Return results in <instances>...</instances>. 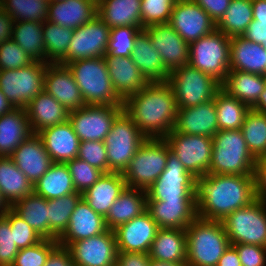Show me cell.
I'll use <instances>...</instances> for the list:
<instances>
[{
	"mask_svg": "<svg viewBox=\"0 0 266 266\" xmlns=\"http://www.w3.org/2000/svg\"><path fill=\"white\" fill-rule=\"evenodd\" d=\"M66 165L71 174L76 192L81 194L93 186L103 175L101 170L89 165L78 157L66 162Z\"/></svg>",
	"mask_w": 266,
	"mask_h": 266,
	"instance_id": "cell-48",
	"label": "cell"
},
{
	"mask_svg": "<svg viewBox=\"0 0 266 266\" xmlns=\"http://www.w3.org/2000/svg\"><path fill=\"white\" fill-rule=\"evenodd\" d=\"M266 86V76L229 70L221 89L253 109L261 98Z\"/></svg>",
	"mask_w": 266,
	"mask_h": 266,
	"instance_id": "cell-32",
	"label": "cell"
},
{
	"mask_svg": "<svg viewBox=\"0 0 266 266\" xmlns=\"http://www.w3.org/2000/svg\"><path fill=\"white\" fill-rule=\"evenodd\" d=\"M13 18L3 9L0 11V45L2 42L12 39Z\"/></svg>",
	"mask_w": 266,
	"mask_h": 266,
	"instance_id": "cell-61",
	"label": "cell"
},
{
	"mask_svg": "<svg viewBox=\"0 0 266 266\" xmlns=\"http://www.w3.org/2000/svg\"><path fill=\"white\" fill-rule=\"evenodd\" d=\"M124 112L147 138H165L175 125L177 104L170 84L150 82L123 101Z\"/></svg>",
	"mask_w": 266,
	"mask_h": 266,
	"instance_id": "cell-2",
	"label": "cell"
},
{
	"mask_svg": "<svg viewBox=\"0 0 266 266\" xmlns=\"http://www.w3.org/2000/svg\"><path fill=\"white\" fill-rule=\"evenodd\" d=\"M110 29L97 15L74 29L67 55L59 64L66 65L81 59L105 57Z\"/></svg>",
	"mask_w": 266,
	"mask_h": 266,
	"instance_id": "cell-15",
	"label": "cell"
},
{
	"mask_svg": "<svg viewBox=\"0 0 266 266\" xmlns=\"http://www.w3.org/2000/svg\"><path fill=\"white\" fill-rule=\"evenodd\" d=\"M241 131L253 157L256 160L266 157V114L250 109L246 113Z\"/></svg>",
	"mask_w": 266,
	"mask_h": 266,
	"instance_id": "cell-45",
	"label": "cell"
},
{
	"mask_svg": "<svg viewBox=\"0 0 266 266\" xmlns=\"http://www.w3.org/2000/svg\"><path fill=\"white\" fill-rule=\"evenodd\" d=\"M105 62L113 88L123 101L150 83L131 57L105 56Z\"/></svg>",
	"mask_w": 266,
	"mask_h": 266,
	"instance_id": "cell-25",
	"label": "cell"
},
{
	"mask_svg": "<svg viewBox=\"0 0 266 266\" xmlns=\"http://www.w3.org/2000/svg\"><path fill=\"white\" fill-rule=\"evenodd\" d=\"M14 106L6 99L0 90V116L9 112Z\"/></svg>",
	"mask_w": 266,
	"mask_h": 266,
	"instance_id": "cell-64",
	"label": "cell"
},
{
	"mask_svg": "<svg viewBox=\"0 0 266 266\" xmlns=\"http://www.w3.org/2000/svg\"><path fill=\"white\" fill-rule=\"evenodd\" d=\"M0 191L10 206L33 193V184L10 157H0Z\"/></svg>",
	"mask_w": 266,
	"mask_h": 266,
	"instance_id": "cell-37",
	"label": "cell"
},
{
	"mask_svg": "<svg viewBox=\"0 0 266 266\" xmlns=\"http://www.w3.org/2000/svg\"><path fill=\"white\" fill-rule=\"evenodd\" d=\"M33 61L13 39H8L0 45V70L19 69Z\"/></svg>",
	"mask_w": 266,
	"mask_h": 266,
	"instance_id": "cell-52",
	"label": "cell"
},
{
	"mask_svg": "<svg viewBox=\"0 0 266 266\" xmlns=\"http://www.w3.org/2000/svg\"><path fill=\"white\" fill-rule=\"evenodd\" d=\"M169 24L189 44L216 29V23L193 0H177Z\"/></svg>",
	"mask_w": 266,
	"mask_h": 266,
	"instance_id": "cell-16",
	"label": "cell"
},
{
	"mask_svg": "<svg viewBox=\"0 0 266 266\" xmlns=\"http://www.w3.org/2000/svg\"><path fill=\"white\" fill-rule=\"evenodd\" d=\"M11 209L31 226L43 239H48V200L35 194L15 202Z\"/></svg>",
	"mask_w": 266,
	"mask_h": 266,
	"instance_id": "cell-39",
	"label": "cell"
},
{
	"mask_svg": "<svg viewBox=\"0 0 266 266\" xmlns=\"http://www.w3.org/2000/svg\"><path fill=\"white\" fill-rule=\"evenodd\" d=\"M2 1H3V0H0V11L3 9Z\"/></svg>",
	"mask_w": 266,
	"mask_h": 266,
	"instance_id": "cell-68",
	"label": "cell"
},
{
	"mask_svg": "<svg viewBox=\"0 0 266 266\" xmlns=\"http://www.w3.org/2000/svg\"><path fill=\"white\" fill-rule=\"evenodd\" d=\"M42 26L43 22L14 21L12 39L34 61L45 62V43Z\"/></svg>",
	"mask_w": 266,
	"mask_h": 266,
	"instance_id": "cell-40",
	"label": "cell"
},
{
	"mask_svg": "<svg viewBox=\"0 0 266 266\" xmlns=\"http://www.w3.org/2000/svg\"><path fill=\"white\" fill-rule=\"evenodd\" d=\"M97 15L96 0L49 1L47 21L76 29Z\"/></svg>",
	"mask_w": 266,
	"mask_h": 266,
	"instance_id": "cell-27",
	"label": "cell"
},
{
	"mask_svg": "<svg viewBox=\"0 0 266 266\" xmlns=\"http://www.w3.org/2000/svg\"><path fill=\"white\" fill-rule=\"evenodd\" d=\"M158 225L146 210L140 216L114 229L117 250L149 253L158 232Z\"/></svg>",
	"mask_w": 266,
	"mask_h": 266,
	"instance_id": "cell-19",
	"label": "cell"
},
{
	"mask_svg": "<svg viewBox=\"0 0 266 266\" xmlns=\"http://www.w3.org/2000/svg\"><path fill=\"white\" fill-rule=\"evenodd\" d=\"M196 2L217 24L224 16L231 0H193Z\"/></svg>",
	"mask_w": 266,
	"mask_h": 266,
	"instance_id": "cell-56",
	"label": "cell"
},
{
	"mask_svg": "<svg viewBox=\"0 0 266 266\" xmlns=\"http://www.w3.org/2000/svg\"><path fill=\"white\" fill-rule=\"evenodd\" d=\"M82 199V194L75 192L60 198L48 200V239L58 238L68 228L71 213Z\"/></svg>",
	"mask_w": 266,
	"mask_h": 266,
	"instance_id": "cell-41",
	"label": "cell"
},
{
	"mask_svg": "<svg viewBox=\"0 0 266 266\" xmlns=\"http://www.w3.org/2000/svg\"><path fill=\"white\" fill-rule=\"evenodd\" d=\"M146 139L123 110L113 122L109 134L104 139L107 149L108 172L123 173Z\"/></svg>",
	"mask_w": 266,
	"mask_h": 266,
	"instance_id": "cell-9",
	"label": "cell"
},
{
	"mask_svg": "<svg viewBox=\"0 0 266 266\" xmlns=\"http://www.w3.org/2000/svg\"><path fill=\"white\" fill-rule=\"evenodd\" d=\"M159 228L186 229L197 216L196 201H147V209Z\"/></svg>",
	"mask_w": 266,
	"mask_h": 266,
	"instance_id": "cell-26",
	"label": "cell"
},
{
	"mask_svg": "<svg viewBox=\"0 0 266 266\" xmlns=\"http://www.w3.org/2000/svg\"><path fill=\"white\" fill-rule=\"evenodd\" d=\"M33 134L66 122L69 111L45 90L41 91L26 107Z\"/></svg>",
	"mask_w": 266,
	"mask_h": 266,
	"instance_id": "cell-28",
	"label": "cell"
},
{
	"mask_svg": "<svg viewBox=\"0 0 266 266\" xmlns=\"http://www.w3.org/2000/svg\"><path fill=\"white\" fill-rule=\"evenodd\" d=\"M53 163H66L78 156L80 139L69 120L51 126L37 134Z\"/></svg>",
	"mask_w": 266,
	"mask_h": 266,
	"instance_id": "cell-24",
	"label": "cell"
},
{
	"mask_svg": "<svg viewBox=\"0 0 266 266\" xmlns=\"http://www.w3.org/2000/svg\"><path fill=\"white\" fill-rule=\"evenodd\" d=\"M33 192L47 200L75 193V186L66 163H53L33 185Z\"/></svg>",
	"mask_w": 266,
	"mask_h": 266,
	"instance_id": "cell-38",
	"label": "cell"
},
{
	"mask_svg": "<svg viewBox=\"0 0 266 266\" xmlns=\"http://www.w3.org/2000/svg\"><path fill=\"white\" fill-rule=\"evenodd\" d=\"M217 266H242L236 249L230 245L218 260Z\"/></svg>",
	"mask_w": 266,
	"mask_h": 266,
	"instance_id": "cell-62",
	"label": "cell"
},
{
	"mask_svg": "<svg viewBox=\"0 0 266 266\" xmlns=\"http://www.w3.org/2000/svg\"><path fill=\"white\" fill-rule=\"evenodd\" d=\"M107 230L105 218L81 199L71 213L68 228L58 238V243L69 247L75 241L102 234Z\"/></svg>",
	"mask_w": 266,
	"mask_h": 266,
	"instance_id": "cell-21",
	"label": "cell"
},
{
	"mask_svg": "<svg viewBox=\"0 0 266 266\" xmlns=\"http://www.w3.org/2000/svg\"><path fill=\"white\" fill-rule=\"evenodd\" d=\"M254 20L266 21V0H251Z\"/></svg>",
	"mask_w": 266,
	"mask_h": 266,
	"instance_id": "cell-63",
	"label": "cell"
},
{
	"mask_svg": "<svg viewBox=\"0 0 266 266\" xmlns=\"http://www.w3.org/2000/svg\"><path fill=\"white\" fill-rule=\"evenodd\" d=\"M186 245L185 229L159 228L152 242L149 257L156 261L186 263Z\"/></svg>",
	"mask_w": 266,
	"mask_h": 266,
	"instance_id": "cell-34",
	"label": "cell"
},
{
	"mask_svg": "<svg viewBox=\"0 0 266 266\" xmlns=\"http://www.w3.org/2000/svg\"><path fill=\"white\" fill-rule=\"evenodd\" d=\"M141 30L140 27L135 26L111 28L105 56L130 57L135 39Z\"/></svg>",
	"mask_w": 266,
	"mask_h": 266,
	"instance_id": "cell-47",
	"label": "cell"
},
{
	"mask_svg": "<svg viewBox=\"0 0 266 266\" xmlns=\"http://www.w3.org/2000/svg\"><path fill=\"white\" fill-rule=\"evenodd\" d=\"M253 109L259 113L266 114V86L260 100Z\"/></svg>",
	"mask_w": 266,
	"mask_h": 266,
	"instance_id": "cell-65",
	"label": "cell"
},
{
	"mask_svg": "<svg viewBox=\"0 0 266 266\" xmlns=\"http://www.w3.org/2000/svg\"><path fill=\"white\" fill-rule=\"evenodd\" d=\"M230 41V37L215 29L191 42L188 64L222 83L229 72Z\"/></svg>",
	"mask_w": 266,
	"mask_h": 266,
	"instance_id": "cell-8",
	"label": "cell"
},
{
	"mask_svg": "<svg viewBox=\"0 0 266 266\" xmlns=\"http://www.w3.org/2000/svg\"><path fill=\"white\" fill-rule=\"evenodd\" d=\"M42 30L45 43V62L59 64L67 55L74 29L62 27L46 20L43 22Z\"/></svg>",
	"mask_w": 266,
	"mask_h": 266,
	"instance_id": "cell-44",
	"label": "cell"
},
{
	"mask_svg": "<svg viewBox=\"0 0 266 266\" xmlns=\"http://www.w3.org/2000/svg\"><path fill=\"white\" fill-rule=\"evenodd\" d=\"M146 209V191L126 187L105 216L106 226L109 230H114L118 226L140 216Z\"/></svg>",
	"mask_w": 266,
	"mask_h": 266,
	"instance_id": "cell-35",
	"label": "cell"
},
{
	"mask_svg": "<svg viewBox=\"0 0 266 266\" xmlns=\"http://www.w3.org/2000/svg\"><path fill=\"white\" fill-rule=\"evenodd\" d=\"M142 30L149 25L169 23L177 0H141Z\"/></svg>",
	"mask_w": 266,
	"mask_h": 266,
	"instance_id": "cell-49",
	"label": "cell"
},
{
	"mask_svg": "<svg viewBox=\"0 0 266 266\" xmlns=\"http://www.w3.org/2000/svg\"><path fill=\"white\" fill-rule=\"evenodd\" d=\"M58 244V240L42 239L35 245L19 249L12 266H44L50 252Z\"/></svg>",
	"mask_w": 266,
	"mask_h": 266,
	"instance_id": "cell-50",
	"label": "cell"
},
{
	"mask_svg": "<svg viewBox=\"0 0 266 266\" xmlns=\"http://www.w3.org/2000/svg\"><path fill=\"white\" fill-rule=\"evenodd\" d=\"M123 105H84L69 112V122L80 141H104Z\"/></svg>",
	"mask_w": 266,
	"mask_h": 266,
	"instance_id": "cell-14",
	"label": "cell"
},
{
	"mask_svg": "<svg viewBox=\"0 0 266 266\" xmlns=\"http://www.w3.org/2000/svg\"><path fill=\"white\" fill-rule=\"evenodd\" d=\"M44 266H76L68 247L58 244L49 254Z\"/></svg>",
	"mask_w": 266,
	"mask_h": 266,
	"instance_id": "cell-59",
	"label": "cell"
},
{
	"mask_svg": "<svg viewBox=\"0 0 266 266\" xmlns=\"http://www.w3.org/2000/svg\"><path fill=\"white\" fill-rule=\"evenodd\" d=\"M10 158L33 185L53 164L41 138L37 134H32L27 140L23 141L14 150Z\"/></svg>",
	"mask_w": 266,
	"mask_h": 266,
	"instance_id": "cell-22",
	"label": "cell"
},
{
	"mask_svg": "<svg viewBox=\"0 0 266 266\" xmlns=\"http://www.w3.org/2000/svg\"><path fill=\"white\" fill-rule=\"evenodd\" d=\"M131 59L149 82H165L169 71L164 67L158 50L151 45L148 33L141 30L136 39Z\"/></svg>",
	"mask_w": 266,
	"mask_h": 266,
	"instance_id": "cell-33",
	"label": "cell"
},
{
	"mask_svg": "<svg viewBox=\"0 0 266 266\" xmlns=\"http://www.w3.org/2000/svg\"><path fill=\"white\" fill-rule=\"evenodd\" d=\"M150 266H187V264L151 260Z\"/></svg>",
	"mask_w": 266,
	"mask_h": 266,
	"instance_id": "cell-66",
	"label": "cell"
},
{
	"mask_svg": "<svg viewBox=\"0 0 266 266\" xmlns=\"http://www.w3.org/2000/svg\"><path fill=\"white\" fill-rule=\"evenodd\" d=\"M68 249L76 266H116L118 250L113 230L75 241Z\"/></svg>",
	"mask_w": 266,
	"mask_h": 266,
	"instance_id": "cell-17",
	"label": "cell"
},
{
	"mask_svg": "<svg viewBox=\"0 0 266 266\" xmlns=\"http://www.w3.org/2000/svg\"><path fill=\"white\" fill-rule=\"evenodd\" d=\"M10 223L13 237L19 249L39 243L43 238L11 208L3 215Z\"/></svg>",
	"mask_w": 266,
	"mask_h": 266,
	"instance_id": "cell-51",
	"label": "cell"
},
{
	"mask_svg": "<svg viewBox=\"0 0 266 266\" xmlns=\"http://www.w3.org/2000/svg\"><path fill=\"white\" fill-rule=\"evenodd\" d=\"M149 253L118 251L116 266H150Z\"/></svg>",
	"mask_w": 266,
	"mask_h": 266,
	"instance_id": "cell-58",
	"label": "cell"
},
{
	"mask_svg": "<svg viewBox=\"0 0 266 266\" xmlns=\"http://www.w3.org/2000/svg\"><path fill=\"white\" fill-rule=\"evenodd\" d=\"M146 194L147 201H196L197 178L169 151L165 170Z\"/></svg>",
	"mask_w": 266,
	"mask_h": 266,
	"instance_id": "cell-10",
	"label": "cell"
},
{
	"mask_svg": "<svg viewBox=\"0 0 266 266\" xmlns=\"http://www.w3.org/2000/svg\"><path fill=\"white\" fill-rule=\"evenodd\" d=\"M255 197L266 202V157L257 159L254 169Z\"/></svg>",
	"mask_w": 266,
	"mask_h": 266,
	"instance_id": "cell-57",
	"label": "cell"
},
{
	"mask_svg": "<svg viewBox=\"0 0 266 266\" xmlns=\"http://www.w3.org/2000/svg\"><path fill=\"white\" fill-rule=\"evenodd\" d=\"M256 199L254 176L206 174L197 179V216L222 221Z\"/></svg>",
	"mask_w": 266,
	"mask_h": 266,
	"instance_id": "cell-1",
	"label": "cell"
},
{
	"mask_svg": "<svg viewBox=\"0 0 266 266\" xmlns=\"http://www.w3.org/2000/svg\"><path fill=\"white\" fill-rule=\"evenodd\" d=\"M222 223L231 244L266 247V202L255 199L230 213Z\"/></svg>",
	"mask_w": 266,
	"mask_h": 266,
	"instance_id": "cell-12",
	"label": "cell"
},
{
	"mask_svg": "<svg viewBox=\"0 0 266 266\" xmlns=\"http://www.w3.org/2000/svg\"><path fill=\"white\" fill-rule=\"evenodd\" d=\"M44 90L60 102L69 112L86 105L80 89L66 65L47 64Z\"/></svg>",
	"mask_w": 266,
	"mask_h": 266,
	"instance_id": "cell-20",
	"label": "cell"
},
{
	"mask_svg": "<svg viewBox=\"0 0 266 266\" xmlns=\"http://www.w3.org/2000/svg\"><path fill=\"white\" fill-rule=\"evenodd\" d=\"M214 104L219 130L241 129L246 113L250 110L246 104L222 89L216 93Z\"/></svg>",
	"mask_w": 266,
	"mask_h": 266,
	"instance_id": "cell-42",
	"label": "cell"
},
{
	"mask_svg": "<svg viewBox=\"0 0 266 266\" xmlns=\"http://www.w3.org/2000/svg\"><path fill=\"white\" fill-rule=\"evenodd\" d=\"M11 206L4 199L1 191H0V216L4 215V213L9 210Z\"/></svg>",
	"mask_w": 266,
	"mask_h": 266,
	"instance_id": "cell-67",
	"label": "cell"
},
{
	"mask_svg": "<svg viewBox=\"0 0 266 266\" xmlns=\"http://www.w3.org/2000/svg\"><path fill=\"white\" fill-rule=\"evenodd\" d=\"M242 266H266V247L251 244H231Z\"/></svg>",
	"mask_w": 266,
	"mask_h": 266,
	"instance_id": "cell-55",
	"label": "cell"
},
{
	"mask_svg": "<svg viewBox=\"0 0 266 266\" xmlns=\"http://www.w3.org/2000/svg\"><path fill=\"white\" fill-rule=\"evenodd\" d=\"M229 70L266 76L264 46L251 42L243 36L231 37Z\"/></svg>",
	"mask_w": 266,
	"mask_h": 266,
	"instance_id": "cell-30",
	"label": "cell"
},
{
	"mask_svg": "<svg viewBox=\"0 0 266 266\" xmlns=\"http://www.w3.org/2000/svg\"><path fill=\"white\" fill-rule=\"evenodd\" d=\"M253 20L251 0H231L216 29L228 37L242 36Z\"/></svg>",
	"mask_w": 266,
	"mask_h": 266,
	"instance_id": "cell-43",
	"label": "cell"
},
{
	"mask_svg": "<svg viewBox=\"0 0 266 266\" xmlns=\"http://www.w3.org/2000/svg\"><path fill=\"white\" fill-rule=\"evenodd\" d=\"M167 82L173 90L177 108L206 103L221 89V83L214 77L189 64L172 70Z\"/></svg>",
	"mask_w": 266,
	"mask_h": 266,
	"instance_id": "cell-7",
	"label": "cell"
},
{
	"mask_svg": "<svg viewBox=\"0 0 266 266\" xmlns=\"http://www.w3.org/2000/svg\"><path fill=\"white\" fill-rule=\"evenodd\" d=\"M3 10L14 21L44 22L48 17L49 0H3Z\"/></svg>",
	"mask_w": 266,
	"mask_h": 266,
	"instance_id": "cell-46",
	"label": "cell"
},
{
	"mask_svg": "<svg viewBox=\"0 0 266 266\" xmlns=\"http://www.w3.org/2000/svg\"><path fill=\"white\" fill-rule=\"evenodd\" d=\"M169 151L164 138L146 139L122 173L127 187L147 191L165 170Z\"/></svg>",
	"mask_w": 266,
	"mask_h": 266,
	"instance_id": "cell-6",
	"label": "cell"
},
{
	"mask_svg": "<svg viewBox=\"0 0 266 266\" xmlns=\"http://www.w3.org/2000/svg\"><path fill=\"white\" fill-rule=\"evenodd\" d=\"M184 168L197 179L209 172L213 139L202 135H189L173 130L164 138Z\"/></svg>",
	"mask_w": 266,
	"mask_h": 266,
	"instance_id": "cell-13",
	"label": "cell"
},
{
	"mask_svg": "<svg viewBox=\"0 0 266 266\" xmlns=\"http://www.w3.org/2000/svg\"><path fill=\"white\" fill-rule=\"evenodd\" d=\"M126 187L122 173H103L98 181L82 194V199L105 218L114 201Z\"/></svg>",
	"mask_w": 266,
	"mask_h": 266,
	"instance_id": "cell-31",
	"label": "cell"
},
{
	"mask_svg": "<svg viewBox=\"0 0 266 266\" xmlns=\"http://www.w3.org/2000/svg\"><path fill=\"white\" fill-rule=\"evenodd\" d=\"M187 266H217L231 245L222 221L197 217L185 229Z\"/></svg>",
	"mask_w": 266,
	"mask_h": 266,
	"instance_id": "cell-3",
	"label": "cell"
},
{
	"mask_svg": "<svg viewBox=\"0 0 266 266\" xmlns=\"http://www.w3.org/2000/svg\"><path fill=\"white\" fill-rule=\"evenodd\" d=\"M144 30L148 33L151 45L158 50L161 61L169 72L188 65L189 43L185 42L169 23L149 25Z\"/></svg>",
	"mask_w": 266,
	"mask_h": 266,
	"instance_id": "cell-18",
	"label": "cell"
},
{
	"mask_svg": "<svg viewBox=\"0 0 266 266\" xmlns=\"http://www.w3.org/2000/svg\"><path fill=\"white\" fill-rule=\"evenodd\" d=\"M242 36L251 42L266 44V21L253 19Z\"/></svg>",
	"mask_w": 266,
	"mask_h": 266,
	"instance_id": "cell-60",
	"label": "cell"
},
{
	"mask_svg": "<svg viewBox=\"0 0 266 266\" xmlns=\"http://www.w3.org/2000/svg\"><path fill=\"white\" fill-rule=\"evenodd\" d=\"M78 158L108 173L107 149L104 141H80Z\"/></svg>",
	"mask_w": 266,
	"mask_h": 266,
	"instance_id": "cell-53",
	"label": "cell"
},
{
	"mask_svg": "<svg viewBox=\"0 0 266 266\" xmlns=\"http://www.w3.org/2000/svg\"><path fill=\"white\" fill-rule=\"evenodd\" d=\"M208 174L254 176L256 159L248 150L241 129L219 130L213 137Z\"/></svg>",
	"mask_w": 266,
	"mask_h": 266,
	"instance_id": "cell-5",
	"label": "cell"
},
{
	"mask_svg": "<svg viewBox=\"0 0 266 266\" xmlns=\"http://www.w3.org/2000/svg\"><path fill=\"white\" fill-rule=\"evenodd\" d=\"M25 108L14 107L0 116V157H10L32 135Z\"/></svg>",
	"mask_w": 266,
	"mask_h": 266,
	"instance_id": "cell-29",
	"label": "cell"
},
{
	"mask_svg": "<svg viewBox=\"0 0 266 266\" xmlns=\"http://www.w3.org/2000/svg\"><path fill=\"white\" fill-rule=\"evenodd\" d=\"M47 64L33 61L19 69L0 70V90L14 107L25 108L44 90Z\"/></svg>",
	"mask_w": 266,
	"mask_h": 266,
	"instance_id": "cell-11",
	"label": "cell"
},
{
	"mask_svg": "<svg viewBox=\"0 0 266 266\" xmlns=\"http://www.w3.org/2000/svg\"><path fill=\"white\" fill-rule=\"evenodd\" d=\"M19 248L16 246L9 221L0 216V266H12Z\"/></svg>",
	"mask_w": 266,
	"mask_h": 266,
	"instance_id": "cell-54",
	"label": "cell"
},
{
	"mask_svg": "<svg viewBox=\"0 0 266 266\" xmlns=\"http://www.w3.org/2000/svg\"><path fill=\"white\" fill-rule=\"evenodd\" d=\"M174 132L213 137L218 131L214 99L187 108H178Z\"/></svg>",
	"mask_w": 266,
	"mask_h": 266,
	"instance_id": "cell-23",
	"label": "cell"
},
{
	"mask_svg": "<svg viewBox=\"0 0 266 266\" xmlns=\"http://www.w3.org/2000/svg\"><path fill=\"white\" fill-rule=\"evenodd\" d=\"M86 105H123L111 82L105 57L67 63Z\"/></svg>",
	"mask_w": 266,
	"mask_h": 266,
	"instance_id": "cell-4",
	"label": "cell"
},
{
	"mask_svg": "<svg viewBox=\"0 0 266 266\" xmlns=\"http://www.w3.org/2000/svg\"><path fill=\"white\" fill-rule=\"evenodd\" d=\"M141 0H99L97 16L110 28L135 26L142 29Z\"/></svg>",
	"mask_w": 266,
	"mask_h": 266,
	"instance_id": "cell-36",
	"label": "cell"
}]
</instances>
